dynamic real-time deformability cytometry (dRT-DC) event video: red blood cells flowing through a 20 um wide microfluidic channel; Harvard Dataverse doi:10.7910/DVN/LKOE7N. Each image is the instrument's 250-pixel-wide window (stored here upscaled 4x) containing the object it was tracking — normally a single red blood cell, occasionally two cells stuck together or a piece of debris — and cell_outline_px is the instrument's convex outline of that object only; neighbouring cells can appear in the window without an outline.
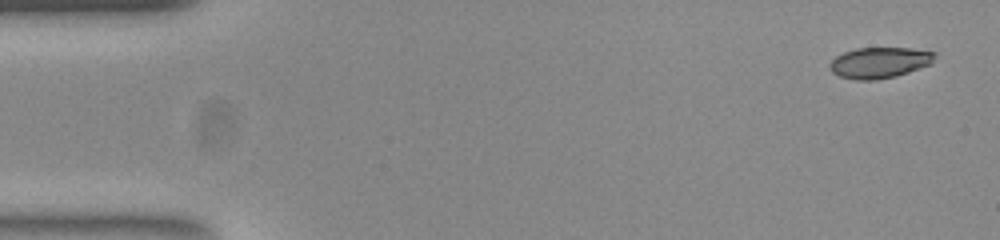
{"species": "common noctule bat (a hibernating species)", "species_latin": "Nyctalus noctula", "temperature_condition": "room temperature", "stored_images_in_passage": 51, "camera_frame_rate_fps": 3000, "um_per_image_px": 0.085, "animal": {"sex": "female", "body_mass_g": 23.0, "forearm_length_mm": 53.4}, "frame": {"image": 1, "passage_image": 1, "time_ms": 0.0, "image_size_px": [1000, 240], "cell_outline_px": [[936, 56], [932, 64], [896, 76], [876, 80], [856, 80], [840, 76], [832, 72], [828, 68], [828, 64], [836, 56], [844, 52], [856, 48], [908, 48], [936, 52]], "centroid_in_image_um": [74.76, 5.32], "position_along_channel_um": 10.2, "area_um2": 19.02}}
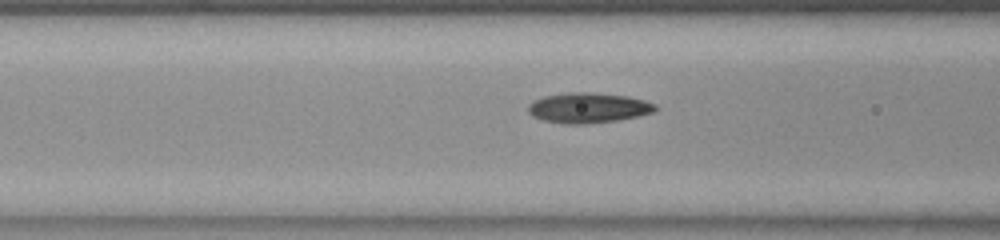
{"frame": {"image": 2, "passage_image": 19, "time_ms": 6.0, "image_size_px": [1000, 240], "cell_outline_px": [[660, 108], [652, 112], [636, 116], [616, 120], [584, 124], [564, 124], [544, 120], [532, 116], [528, 112], [528, 104], [532, 100], [544, 96], [568, 92], [592, 92], [628, 96], [644, 100], [656, 104]], "centroid_in_image_um": [49.98, 9.15], "position_along_channel_um": 116.6, "area_um2": 22.48}}
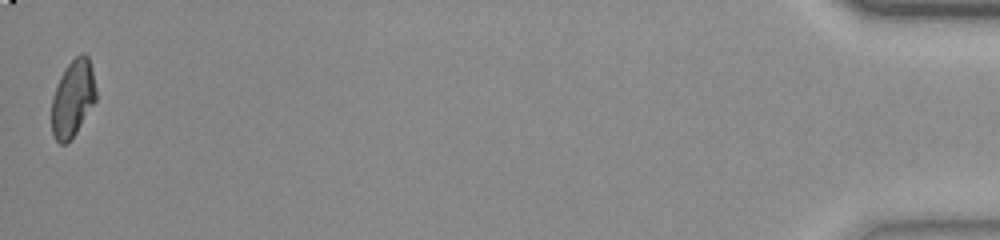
{"frame": {"image": 3, "passage_image": 51, "time_ms": 16.667, "image_size_px": [1000, 240], "cell_outline_px": [[96, 100], [76, 132], [68, 144], [60, 144], [52, 136], [52, 96], [60, 76], [68, 64], [80, 52], [84, 52], [88, 56], [92, 68], [96, 88]], "centroid_in_image_um": [6.19, 8.36], "position_along_channel_um": 429.0, "area_um2": 20.0}, "authors_computed_cell_mechanics": {"area_um2": 20.8658, "velocity_mm_per_s": 3.8624, "shape_relaxation_time_tau1_ms": 10.8473, "shape_relaxation_time_tau2_ms": 2.4062, "deformation_change_tau1": 0.2728, "deformation_change_tau2": 0.0719}}